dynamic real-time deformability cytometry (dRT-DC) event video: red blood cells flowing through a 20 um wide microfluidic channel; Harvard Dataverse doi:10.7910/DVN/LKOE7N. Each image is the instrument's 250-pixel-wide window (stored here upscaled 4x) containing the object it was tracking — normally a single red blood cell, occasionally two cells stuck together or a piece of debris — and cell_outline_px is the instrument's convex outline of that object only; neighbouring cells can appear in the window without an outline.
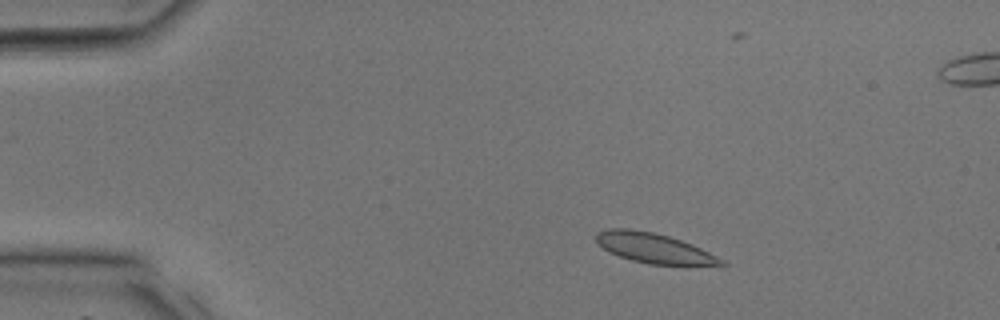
{"species": "common noctule bat (a hibernating species)", "species_latin": "Nyctalus noctula", "temperature_condition": "room temperature", "stored_images_in_passage": 32, "camera_frame_rate_fps": 3000, "um_per_image_px": 0.085, "animal": {"sex": "male", "body_mass_g": 17.9, "forearm_length_mm": 54.2}, "frame": {"image": 1, "passage_image": 4, "time_ms": 1.0, "image_size_px": [1000, 320], "cell_outline_px": [[728, 264], [648, 264], [632, 260], [608, 252], [596, 240], [596, 232], [612, 228], [628, 228], [652, 232], [668, 236], [692, 244], [724, 260]], "centroid_in_image_um": [55.53, 21.07], "position_along_channel_um": 29.5, "area_um2": 21.27}}
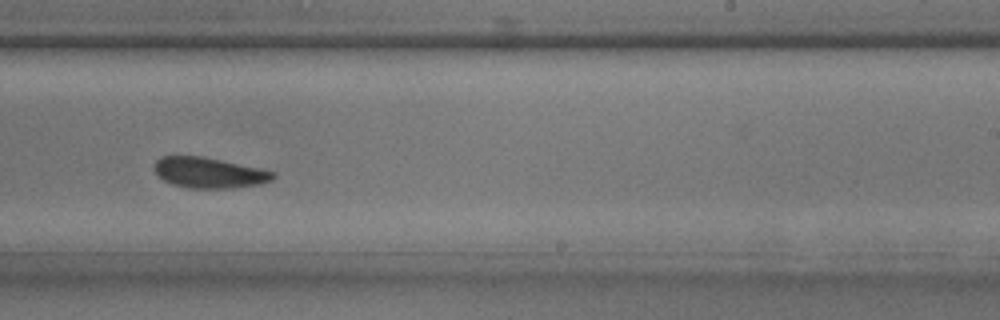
{"frame": {"image": 2, "passage_image": 21, "time_ms": 6.667, "image_size_px": [1000, 320], "cell_outline_px": [[276, 176], [272, 180], [260, 184], [232, 188], [188, 188], [172, 184], [164, 180], [152, 168], [156, 160], [160, 156], [204, 156], [264, 168], [276, 172]], "centroid_in_image_um": [17.81, 14.67], "position_along_channel_um": 271.2, "area_um2": 21.56}}
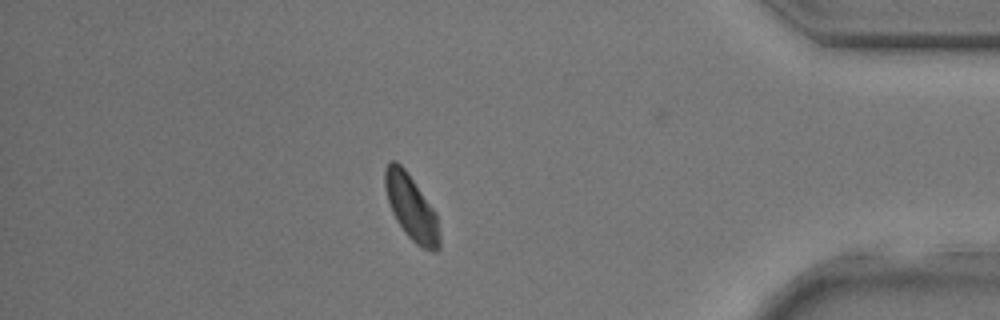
{"frame": {"image": 3, "passage_image": 30, "time_ms": 9.667, "image_size_px": [1000, 320], "cell_outline_px": [[440, 248], [436, 252], [420, 248], [404, 232], [396, 220], [392, 212], [384, 188], [384, 168], [392, 160], [396, 160], [404, 168], [436, 212], [440, 236]], "centroid_in_image_um": [34.96, 17.66], "position_along_channel_um": 400.2, "area_um2": 20.75}}